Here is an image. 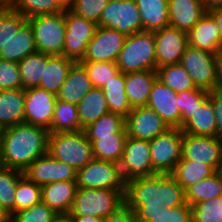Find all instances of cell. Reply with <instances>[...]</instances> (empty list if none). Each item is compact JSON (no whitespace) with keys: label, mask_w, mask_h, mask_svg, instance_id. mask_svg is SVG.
I'll list each match as a JSON object with an SVG mask.
<instances>
[{"label":"cell","mask_w":222,"mask_h":222,"mask_svg":"<svg viewBox=\"0 0 222 222\" xmlns=\"http://www.w3.org/2000/svg\"><path fill=\"white\" fill-rule=\"evenodd\" d=\"M188 46L217 53L220 50V32L215 20L206 12L187 33Z\"/></svg>","instance_id":"cell-23"},{"label":"cell","mask_w":222,"mask_h":222,"mask_svg":"<svg viewBox=\"0 0 222 222\" xmlns=\"http://www.w3.org/2000/svg\"><path fill=\"white\" fill-rule=\"evenodd\" d=\"M182 158L206 163L218 171L222 163V139L183 133Z\"/></svg>","instance_id":"cell-12"},{"label":"cell","mask_w":222,"mask_h":222,"mask_svg":"<svg viewBox=\"0 0 222 222\" xmlns=\"http://www.w3.org/2000/svg\"><path fill=\"white\" fill-rule=\"evenodd\" d=\"M41 202V186L24 174L19 178L15 193L14 213Z\"/></svg>","instance_id":"cell-41"},{"label":"cell","mask_w":222,"mask_h":222,"mask_svg":"<svg viewBox=\"0 0 222 222\" xmlns=\"http://www.w3.org/2000/svg\"><path fill=\"white\" fill-rule=\"evenodd\" d=\"M55 1L63 10H70L73 4V0H55Z\"/></svg>","instance_id":"cell-57"},{"label":"cell","mask_w":222,"mask_h":222,"mask_svg":"<svg viewBox=\"0 0 222 222\" xmlns=\"http://www.w3.org/2000/svg\"><path fill=\"white\" fill-rule=\"evenodd\" d=\"M24 89L0 90V130L24 123Z\"/></svg>","instance_id":"cell-25"},{"label":"cell","mask_w":222,"mask_h":222,"mask_svg":"<svg viewBox=\"0 0 222 222\" xmlns=\"http://www.w3.org/2000/svg\"><path fill=\"white\" fill-rule=\"evenodd\" d=\"M77 189L76 180L51 182L41 186V201L58 215H68Z\"/></svg>","instance_id":"cell-21"},{"label":"cell","mask_w":222,"mask_h":222,"mask_svg":"<svg viewBox=\"0 0 222 222\" xmlns=\"http://www.w3.org/2000/svg\"><path fill=\"white\" fill-rule=\"evenodd\" d=\"M124 199L135 215H155L162 209L186 203L185 190L171 174L127 180Z\"/></svg>","instance_id":"cell-1"},{"label":"cell","mask_w":222,"mask_h":222,"mask_svg":"<svg viewBox=\"0 0 222 222\" xmlns=\"http://www.w3.org/2000/svg\"><path fill=\"white\" fill-rule=\"evenodd\" d=\"M182 140V130L170 128L149 141L153 175L172 173L182 158Z\"/></svg>","instance_id":"cell-8"},{"label":"cell","mask_w":222,"mask_h":222,"mask_svg":"<svg viewBox=\"0 0 222 222\" xmlns=\"http://www.w3.org/2000/svg\"><path fill=\"white\" fill-rule=\"evenodd\" d=\"M37 52L30 24L27 22L19 32L0 49V59L19 63L28 55Z\"/></svg>","instance_id":"cell-26"},{"label":"cell","mask_w":222,"mask_h":222,"mask_svg":"<svg viewBox=\"0 0 222 222\" xmlns=\"http://www.w3.org/2000/svg\"><path fill=\"white\" fill-rule=\"evenodd\" d=\"M53 222H73L69 215H58Z\"/></svg>","instance_id":"cell-58"},{"label":"cell","mask_w":222,"mask_h":222,"mask_svg":"<svg viewBox=\"0 0 222 222\" xmlns=\"http://www.w3.org/2000/svg\"><path fill=\"white\" fill-rule=\"evenodd\" d=\"M217 171L206 163L181 158L172 171V177L185 190L191 184L212 176Z\"/></svg>","instance_id":"cell-33"},{"label":"cell","mask_w":222,"mask_h":222,"mask_svg":"<svg viewBox=\"0 0 222 222\" xmlns=\"http://www.w3.org/2000/svg\"><path fill=\"white\" fill-rule=\"evenodd\" d=\"M126 36L142 32L143 24L135 0H110L97 24Z\"/></svg>","instance_id":"cell-9"},{"label":"cell","mask_w":222,"mask_h":222,"mask_svg":"<svg viewBox=\"0 0 222 222\" xmlns=\"http://www.w3.org/2000/svg\"><path fill=\"white\" fill-rule=\"evenodd\" d=\"M156 72L157 79L177 94L196 88L192 78L180 63L159 67Z\"/></svg>","instance_id":"cell-37"},{"label":"cell","mask_w":222,"mask_h":222,"mask_svg":"<svg viewBox=\"0 0 222 222\" xmlns=\"http://www.w3.org/2000/svg\"><path fill=\"white\" fill-rule=\"evenodd\" d=\"M48 154L63 163L79 170L94 157L91 142L83 130L77 132L50 133Z\"/></svg>","instance_id":"cell-5"},{"label":"cell","mask_w":222,"mask_h":222,"mask_svg":"<svg viewBox=\"0 0 222 222\" xmlns=\"http://www.w3.org/2000/svg\"><path fill=\"white\" fill-rule=\"evenodd\" d=\"M220 196H222V176L218 171L185 189L186 202L190 206Z\"/></svg>","instance_id":"cell-34"},{"label":"cell","mask_w":222,"mask_h":222,"mask_svg":"<svg viewBox=\"0 0 222 222\" xmlns=\"http://www.w3.org/2000/svg\"><path fill=\"white\" fill-rule=\"evenodd\" d=\"M127 137V133H114L112 136L87 139L91 142L94 158L119 164Z\"/></svg>","instance_id":"cell-32"},{"label":"cell","mask_w":222,"mask_h":222,"mask_svg":"<svg viewBox=\"0 0 222 222\" xmlns=\"http://www.w3.org/2000/svg\"><path fill=\"white\" fill-rule=\"evenodd\" d=\"M11 7L27 19L38 15L64 12L55 0H15Z\"/></svg>","instance_id":"cell-42"},{"label":"cell","mask_w":222,"mask_h":222,"mask_svg":"<svg viewBox=\"0 0 222 222\" xmlns=\"http://www.w3.org/2000/svg\"><path fill=\"white\" fill-rule=\"evenodd\" d=\"M64 18L66 24L64 56L75 62H81L98 25L75 15L70 10H64Z\"/></svg>","instance_id":"cell-11"},{"label":"cell","mask_w":222,"mask_h":222,"mask_svg":"<svg viewBox=\"0 0 222 222\" xmlns=\"http://www.w3.org/2000/svg\"><path fill=\"white\" fill-rule=\"evenodd\" d=\"M78 188L87 189H126L118 163L93 158L77 171Z\"/></svg>","instance_id":"cell-7"},{"label":"cell","mask_w":222,"mask_h":222,"mask_svg":"<svg viewBox=\"0 0 222 222\" xmlns=\"http://www.w3.org/2000/svg\"><path fill=\"white\" fill-rule=\"evenodd\" d=\"M125 127L127 136L146 141H151L170 129L168 124L147 106L132 108L125 118Z\"/></svg>","instance_id":"cell-16"},{"label":"cell","mask_w":222,"mask_h":222,"mask_svg":"<svg viewBox=\"0 0 222 222\" xmlns=\"http://www.w3.org/2000/svg\"><path fill=\"white\" fill-rule=\"evenodd\" d=\"M15 0H0V3L3 6H11L14 3Z\"/></svg>","instance_id":"cell-59"},{"label":"cell","mask_w":222,"mask_h":222,"mask_svg":"<svg viewBox=\"0 0 222 222\" xmlns=\"http://www.w3.org/2000/svg\"><path fill=\"white\" fill-rule=\"evenodd\" d=\"M23 175L22 171L0 166V204L12 215L17 182Z\"/></svg>","instance_id":"cell-39"},{"label":"cell","mask_w":222,"mask_h":222,"mask_svg":"<svg viewBox=\"0 0 222 222\" xmlns=\"http://www.w3.org/2000/svg\"><path fill=\"white\" fill-rule=\"evenodd\" d=\"M37 52L50 56H64L66 24L64 12L38 15L27 19Z\"/></svg>","instance_id":"cell-6"},{"label":"cell","mask_w":222,"mask_h":222,"mask_svg":"<svg viewBox=\"0 0 222 222\" xmlns=\"http://www.w3.org/2000/svg\"><path fill=\"white\" fill-rule=\"evenodd\" d=\"M217 89L222 90V49L216 55Z\"/></svg>","instance_id":"cell-53"},{"label":"cell","mask_w":222,"mask_h":222,"mask_svg":"<svg viewBox=\"0 0 222 222\" xmlns=\"http://www.w3.org/2000/svg\"><path fill=\"white\" fill-rule=\"evenodd\" d=\"M146 106L153 109L170 128H180L177 93L158 79L152 85Z\"/></svg>","instance_id":"cell-19"},{"label":"cell","mask_w":222,"mask_h":222,"mask_svg":"<svg viewBox=\"0 0 222 222\" xmlns=\"http://www.w3.org/2000/svg\"><path fill=\"white\" fill-rule=\"evenodd\" d=\"M49 130L21 123L0 130V166L24 171L48 153Z\"/></svg>","instance_id":"cell-2"},{"label":"cell","mask_w":222,"mask_h":222,"mask_svg":"<svg viewBox=\"0 0 222 222\" xmlns=\"http://www.w3.org/2000/svg\"><path fill=\"white\" fill-rule=\"evenodd\" d=\"M23 89L18 63L0 59V90Z\"/></svg>","instance_id":"cell-49"},{"label":"cell","mask_w":222,"mask_h":222,"mask_svg":"<svg viewBox=\"0 0 222 222\" xmlns=\"http://www.w3.org/2000/svg\"><path fill=\"white\" fill-rule=\"evenodd\" d=\"M218 172H219V173H220V175L222 176V163H221V165H220V167H219Z\"/></svg>","instance_id":"cell-60"},{"label":"cell","mask_w":222,"mask_h":222,"mask_svg":"<svg viewBox=\"0 0 222 222\" xmlns=\"http://www.w3.org/2000/svg\"><path fill=\"white\" fill-rule=\"evenodd\" d=\"M143 31L154 32L169 27L168 0H135Z\"/></svg>","instance_id":"cell-27"},{"label":"cell","mask_w":222,"mask_h":222,"mask_svg":"<svg viewBox=\"0 0 222 222\" xmlns=\"http://www.w3.org/2000/svg\"><path fill=\"white\" fill-rule=\"evenodd\" d=\"M10 213L0 204V222H10Z\"/></svg>","instance_id":"cell-56"},{"label":"cell","mask_w":222,"mask_h":222,"mask_svg":"<svg viewBox=\"0 0 222 222\" xmlns=\"http://www.w3.org/2000/svg\"><path fill=\"white\" fill-rule=\"evenodd\" d=\"M77 110L82 130L110 112L101 88H92L77 104Z\"/></svg>","instance_id":"cell-29"},{"label":"cell","mask_w":222,"mask_h":222,"mask_svg":"<svg viewBox=\"0 0 222 222\" xmlns=\"http://www.w3.org/2000/svg\"><path fill=\"white\" fill-rule=\"evenodd\" d=\"M156 69L180 63L188 46L187 33L177 28L166 27L154 31Z\"/></svg>","instance_id":"cell-17"},{"label":"cell","mask_w":222,"mask_h":222,"mask_svg":"<svg viewBox=\"0 0 222 222\" xmlns=\"http://www.w3.org/2000/svg\"><path fill=\"white\" fill-rule=\"evenodd\" d=\"M86 137H106L114 133H127L125 118L109 112L83 129Z\"/></svg>","instance_id":"cell-38"},{"label":"cell","mask_w":222,"mask_h":222,"mask_svg":"<svg viewBox=\"0 0 222 222\" xmlns=\"http://www.w3.org/2000/svg\"><path fill=\"white\" fill-rule=\"evenodd\" d=\"M24 123L50 129L57 97L39 87L24 89Z\"/></svg>","instance_id":"cell-15"},{"label":"cell","mask_w":222,"mask_h":222,"mask_svg":"<svg viewBox=\"0 0 222 222\" xmlns=\"http://www.w3.org/2000/svg\"><path fill=\"white\" fill-rule=\"evenodd\" d=\"M212 103L215 123H216V137L222 139V90L209 91V97Z\"/></svg>","instance_id":"cell-50"},{"label":"cell","mask_w":222,"mask_h":222,"mask_svg":"<svg viewBox=\"0 0 222 222\" xmlns=\"http://www.w3.org/2000/svg\"><path fill=\"white\" fill-rule=\"evenodd\" d=\"M109 1L110 0H73L70 11L77 16L98 24L100 16Z\"/></svg>","instance_id":"cell-48"},{"label":"cell","mask_w":222,"mask_h":222,"mask_svg":"<svg viewBox=\"0 0 222 222\" xmlns=\"http://www.w3.org/2000/svg\"><path fill=\"white\" fill-rule=\"evenodd\" d=\"M94 88H102L118 71L115 62H80Z\"/></svg>","instance_id":"cell-46"},{"label":"cell","mask_w":222,"mask_h":222,"mask_svg":"<svg viewBox=\"0 0 222 222\" xmlns=\"http://www.w3.org/2000/svg\"><path fill=\"white\" fill-rule=\"evenodd\" d=\"M47 63L48 55L41 52L30 54L18 63L23 89L40 86Z\"/></svg>","instance_id":"cell-36"},{"label":"cell","mask_w":222,"mask_h":222,"mask_svg":"<svg viewBox=\"0 0 222 222\" xmlns=\"http://www.w3.org/2000/svg\"><path fill=\"white\" fill-rule=\"evenodd\" d=\"M27 23V18L11 6L0 9V49Z\"/></svg>","instance_id":"cell-40"},{"label":"cell","mask_w":222,"mask_h":222,"mask_svg":"<svg viewBox=\"0 0 222 222\" xmlns=\"http://www.w3.org/2000/svg\"><path fill=\"white\" fill-rule=\"evenodd\" d=\"M73 222H103V218H98L90 215L86 216H70Z\"/></svg>","instance_id":"cell-54"},{"label":"cell","mask_w":222,"mask_h":222,"mask_svg":"<svg viewBox=\"0 0 222 222\" xmlns=\"http://www.w3.org/2000/svg\"><path fill=\"white\" fill-rule=\"evenodd\" d=\"M81 130L77 105L57 99L49 132L61 133Z\"/></svg>","instance_id":"cell-35"},{"label":"cell","mask_w":222,"mask_h":222,"mask_svg":"<svg viewBox=\"0 0 222 222\" xmlns=\"http://www.w3.org/2000/svg\"><path fill=\"white\" fill-rule=\"evenodd\" d=\"M103 222H137L135 213L124 204L116 212L103 218Z\"/></svg>","instance_id":"cell-51"},{"label":"cell","mask_w":222,"mask_h":222,"mask_svg":"<svg viewBox=\"0 0 222 222\" xmlns=\"http://www.w3.org/2000/svg\"><path fill=\"white\" fill-rule=\"evenodd\" d=\"M126 37L117 30L98 26L81 62L116 63Z\"/></svg>","instance_id":"cell-14"},{"label":"cell","mask_w":222,"mask_h":222,"mask_svg":"<svg viewBox=\"0 0 222 222\" xmlns=\"http://www.w3.org/2000/svg\"><path fill=\"white\" fill-rule=\"evenodd\" d=\"M94 88L84 66L75 62L56 97L58 100L78 104Z\"/></svg>","instance_id":"cell-22"},{"label":"cell","mask_w":222,"mask_h":222,"mask_svg":"<svg viewBox=\"0 0 222 222\" xmlns=\"http://www.w3.org/2000/svg\"><path fill=\"white\" fill-rule=\"evenodd\" d=\"M156 79V70L125 73V91L132 108L147 105Z\"/></svg>","instance_id":"cell-24"},{"label":"cell","mask_w":222,"mask_h":222,"mask_svg":"<svg viewBox=\"0 0 222 222\" xmlns=\"http://www.w3.org/2000/svg\"><path fill=\"white\" fill-rule=\"evenodd\" d=\"M137 222H192V207L185 204L162 209L155 215H135Z\"/></svg>","instance_id":"cell-44"},{"label":"cell","mask_w":222,"mask_h":222,"mask_svg":"<svg viewBox=\"0 0 222 222\" xmlns=\"http://www.w3.org/2000/svg\"><path fill=\"white\" fill-rule=\"evenodd\" d=\"M192 207V222H222V196L197 203Z\"/></svg>","instance_id":"cell-47"},{"label":"cell","mask_w":222,"mask_h":222,"mask_svg":"<svg viewBox=\"0 0 222 222\" xmlns=\"http://www.w3.org/2000/svg\"><path fill=\"white\" fill-rule=\"evenodd\" d=\"M183 133L196 136H216V123L211 100L207 98L181 127Z\"/></svg>","instance_id":"cell-31"},{"label":"cell","mask_w":222,"mask_h":222,"mask_svg":"<svg viewBox=\"0 0 222 222\" xmlns=\"http://www.w3.org/2000/svg\"><path fill=\"white\" fill-rule=\"evenodd\" d=\"M208 97L209 92L201 88H195L177 94L178 108L181 113L180 129L190 119L197 107Z\"/></svg>","instance_id":"cell-43"},{"label":"cell","mask_w":222,"mask_h":222,"mask_svg":"<svg viewBox=\"0 0 222 222\" xmlns=\"http://www.w3.org/2000/svg\"><path fill=\"white\" fill-rule=\"evenodd\" d=\"M202 3L207 12L212 9L222 8V0H202Z\"/></svg>","instance_id":"cell-55"},{"label":"cell","mask_w":222,"mask_h":222,"mask_svg":"<svg viewBox=\"0 0 222 222\" xmlns=\"http://www.w3.org/2000/svg\"><path fill=\"white\" fill-rule=\"evenodd\" d=\"M216 55L217 53L186 47L180 64L190 75L196 88L208 92L217 89Z\"/></svg>","instance_id":"cell-10"},{"label":"cell","mask_w":222,"mask_h":222,"mask_svg":"<svg viewBox=\"0 0 222 222\" xmlns=\"http://www.w3.org/2000/svg\"><path fill=\"white\" fill-rule=\"evenodd\" d=\"M214 20L220 32V50L222 49V8L212 9L207 12Z\"/></svg>","instance_id":"cell-52"},{"label":"cell","mask_w":222,"mask_h":222,"mask_svg":"<svg viewBox=\"0 0 222 222\" xmlns=\"http://www.w3.org/2000/svg\"><path fill=\"white\" fill-rule=\"evenodd\" d=\"M23 174L39 186L57 181L77 180V170L52 158L48 153L35 159Z\"/></svg>","instance_id":"cell-18"},{"label":"cell","mask_w":222,"mask_h":222,"mask_svg":"<svg viewBox=\"0 0 222 222\" xmlns=\"http://www.w3.org/2000/svg\"><path fill=\"white\" fill-rule=\"evenodd\" d=\"M116 64L124 74L156 70L154 32L142 31L127 36Z\"/></svg>","instance_id":"cell-3"},{"label":"cell","mask_w":222,"mask_h":222,"mask_svg":"<svg viewBox=\"0 0 222 222\" xmlns=\"http://www.w3.org/2000/svg\"><path fill=\"white\" fill-rule=\"evenodd\" d=\"M74 63L75 61L63 55H48V63L47 66H44V73L39 88L57 95Z\"/></svg>","instance_id":"cell-28"},{"label":"cell","mask_w":222,"mask_h":222,"mask_svg":"<svg viewBox=\"0 0 222 222\" xmlns=\"http://www.w3.org/2000/svg\"><path fill=\"white\" fill-rule=\"evenodd\" d=\"M125 190L78 188L68 215L104 218L125 204Z\"/></svg>","instance_id":"cell-4"},{"label":"cell","mask_w":222,"mask_h":222,"mask_svg":"<svg viewBox=\"0 0 222 222\" xmlns=\"http://www.w3.org/2000/svg\"><path fill=\"white\" fill-rule=\"evenodd\" d=\"M169 26L188 33L207 12L202 0H168Z\"/></svg>","instance_id":"cell-20"},{"label":"cell","mask_w":222,"mask_h":222,"mask_svg":"<svg viewBox=\"0 0 222 222\" xmlns=\"http://www.w3.org/2000/svg\"><path fill=\"white\" fill-rule=\"evenodd\" d=\"M58 214L42 201L11 215L10 222H53Z\"/></svg>","instance_id":"cell-45"},{"label":"cell","mask_w":222,"mask_h":222,"mask_svg":"<svg viewBox=\"0 0 222 222\" xmlns=\"http://www.w3.org/2000/svg\"><path fill=\"white\" fill-rule=\"evenodd\" d=\"M101 89L104 92L109 111L126 118L132 107L125 91V74L118 71Z\"/></svg>","instance_id":"cell-30"},{"label":"cell","mask_w":222,"mask_h":222,"mask_svg":"<svg viewBox=\"0 0 222 222\" xmlns=\"http://www.w3.org/2000/svg\"><path fill=\"white\" fill-rule=\"evenodd\" d=\"M123 178L153 176L149 141L127 137L119 163Z\"/></svg>","instance_id":"cell-13"}]
</instances>
